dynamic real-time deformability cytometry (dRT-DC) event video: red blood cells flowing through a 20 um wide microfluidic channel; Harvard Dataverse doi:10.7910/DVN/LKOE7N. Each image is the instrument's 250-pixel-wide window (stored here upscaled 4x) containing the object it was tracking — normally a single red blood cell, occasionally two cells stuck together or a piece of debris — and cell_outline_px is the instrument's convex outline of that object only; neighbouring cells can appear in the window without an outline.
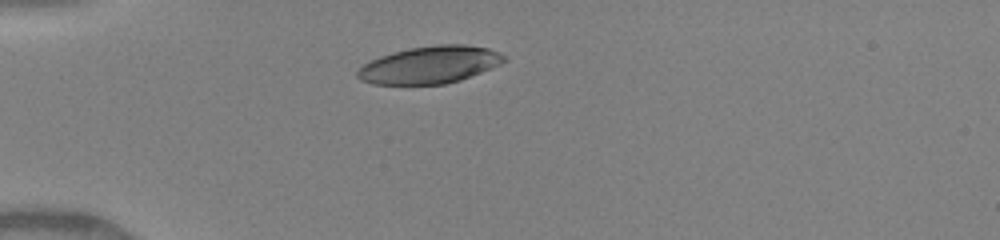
{"species": "human", "species_latin": "Homo sapiens", "temperature_condition": "warm", "stored_images_in_passage": 36, "camera_frame_rate_fps": 3000, "um_per_image_px": 0.085, "donor": {"sex": "female"}, "frame": {"image": 1, "passage_image": 1, "time_ms": 0.0, "image_size_px": [1000, 240], "cell_outline_px": [[508, 60], [500, 64], [460, 80], [444, 84], [372, 84], [360, 80], [356, 76], [356, 72], [364, 64], [380, 56], [392, 52], [408, 48], [436, 44], [464, 44], [488, 48], [500, 52]], "centroid_in_image_um": [36.53, 5.5], "position_along_channel_um": 48.5, "area_um2": 31.85}}
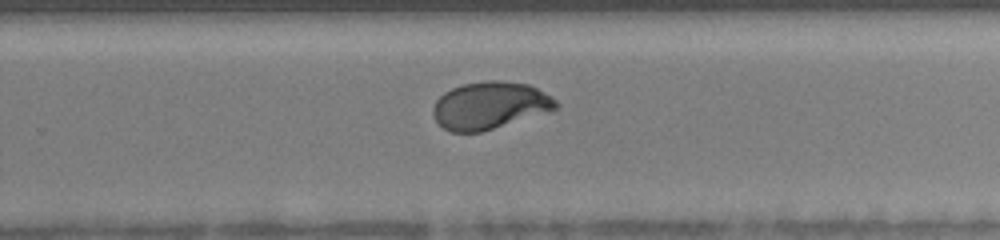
{"frame": {"image": 2, "passage_image": 20, "time_ms": 6.333, "image_size_px": [1000, 240], "cell_outline_px": [[560, 104], [552, 112], [480, 132], [452, 132], [444, 128], [432, 116], [432, 108], [436, 100], [444, 92], [452, 88], [464, 84], [484, 80], [500, 80], [528, 84], [552, 96]], "centroid_in_image_um": [41.66, 8.96], "position_along_channel_um": 288.1, "area_um2": 34.22}}
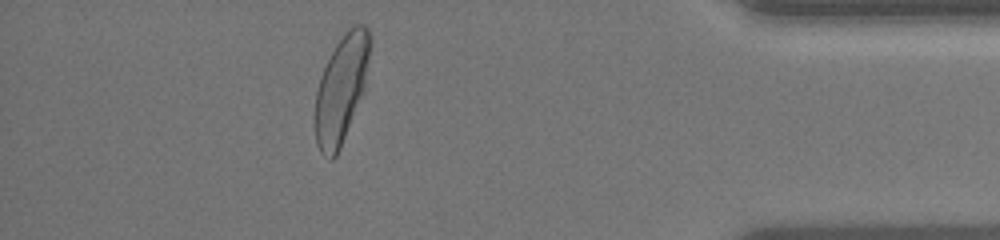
{"frame": {"image": 3, "passage_image": 31, "time_ms": 10.0, "image_size_px": [1000, 240], "cell_outline_px": [[372, 40], [364, 92], [340, 148], [336, 156], [332, 160], [320, 152], [316, 144], [316, 92], [320, 76], [336, 44], [344, 32], [352, 24], [364, 24], [368, 28]], "centroid_in_image_um": [29.05, 7.51], "position_along_channel_um": 406.2, "area_um2": 34.39}, "authors_computed_cell_mechanics": {"area_um2": 34.3043, "velocity_mm_per_s": 4.1591, "shape_relaxation_time_tau1_ms": 3.0085, "shape_relaxation_time_tau2_ms": null, "deformation_change_tau1": 0.1902, "deformation_change_tau2": null}}